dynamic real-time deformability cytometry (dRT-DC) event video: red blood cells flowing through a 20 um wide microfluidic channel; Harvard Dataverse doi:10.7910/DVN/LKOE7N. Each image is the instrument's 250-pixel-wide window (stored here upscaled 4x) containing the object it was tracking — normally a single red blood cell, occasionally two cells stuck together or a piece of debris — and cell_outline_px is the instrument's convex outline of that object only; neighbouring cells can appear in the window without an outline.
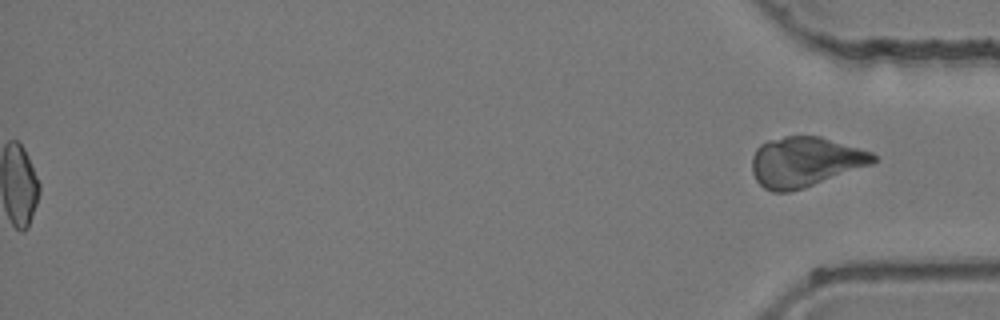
{"species": "common noctule bat (a hibernating species)", "species_latin": "Nyctalus noctula", "temperature_condition": "room temperature", "stored_images_in_passage": 49, "segment_of_instrument_passage": [2, 2], "camera_frame_rate_fps": 3000, "um_per_image_px": 0.085, "animal": {"sex": "female", "body_mass_g": 24.6, "forearm_length_mm": 56.2}, "frame": {"image": 1, "passage_image": 49, "time_ms": 16.0, "image_size_px": [1000, 320], "cell_outline_px": [[876, 160], [872, 164], [804, 188], [788, 192], [772, 192], [764, 188], [756, 180], [752, 172], [752, 156], [756, 148], [760, 144], [768, 140], [784, 136], [820, 136], [860, 148], [872, 152], [876, 156]], "centroid_in_image_um": [68.41, 13.75], "position_along_channel_um": 366.8, "area_um2": 35.37}}